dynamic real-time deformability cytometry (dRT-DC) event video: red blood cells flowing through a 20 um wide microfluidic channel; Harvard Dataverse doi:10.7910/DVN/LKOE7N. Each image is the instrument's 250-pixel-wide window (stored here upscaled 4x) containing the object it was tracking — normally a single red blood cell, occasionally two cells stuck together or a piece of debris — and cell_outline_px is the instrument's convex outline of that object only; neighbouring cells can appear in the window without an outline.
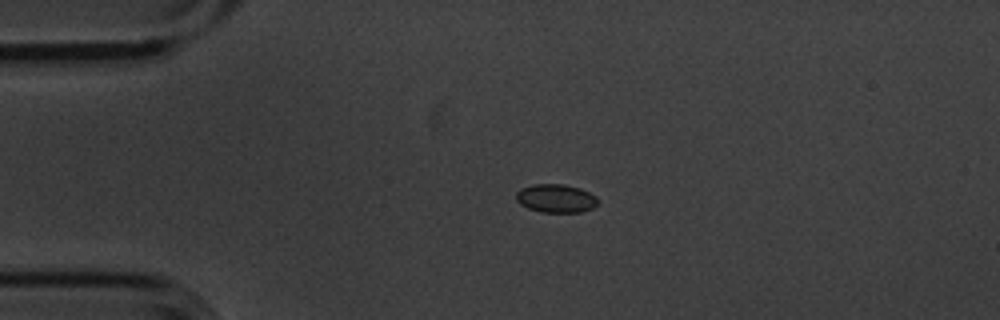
{"species": "common noctule bat (a hibernating species)", "species_latin": "Nyctalus noctula", "temperature_condition": "cold", "stored_images_in_passage": 4, "camera_frame_rate_fps": 3000, "um_per_image_px": 0.085, "animal": {"sex": "male", "body_mass_g": 20.1, "forearm_length_mm": 53.5}, "frame": {"image": 1, "passage_image": 3, "time_ms": 0.667, "image_size_px": [1000, 320], "cell_outline_px": [[596, 204], [592, 208], [580, 212], [540, 212], [528, 208], [520, 204], [516, 200], [516, 192], [520, 188], [532, 184], [564, 184], [580, 188], [596, 196]], "centroid_in_image_um": [47.21, 16.85], "position_along_channel_um": 37.8, "area_um2": 13.53}}